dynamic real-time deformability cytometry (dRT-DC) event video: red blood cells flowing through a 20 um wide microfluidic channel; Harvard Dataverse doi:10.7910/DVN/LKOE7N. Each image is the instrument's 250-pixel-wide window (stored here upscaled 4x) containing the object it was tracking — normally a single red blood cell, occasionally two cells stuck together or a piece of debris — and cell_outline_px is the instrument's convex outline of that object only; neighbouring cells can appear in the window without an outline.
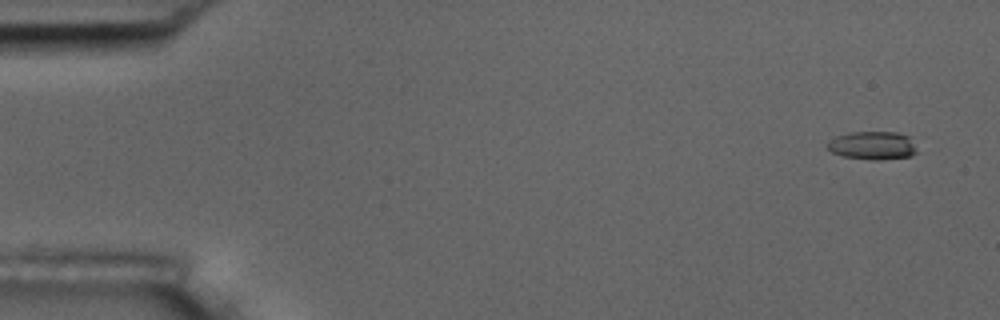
{"species": "common noctule bat (a hibernating species)", "species_latin": "Nyctalus noctula", "temperature_condition": "room temperature", "stored_images_in_passage": 55, "camera_frame_rate_fps": 3000, "um_per_image_px": 0.085, "animal": {"sex": "male", "body_mass_g": 17.5, "forearm_length_mm": 52.3}, "frame": {"image": 1, "passage_image": 3, "time_ms": 0.667, "image_size_px": [1000, 320], "cell_outline_px": [[916, 152], [912, 156], [880, 160], [872, 160], [844, 156], [832, 152], [828, 148], [828, 144], [836, 136], [848, 132], [896, 132], [908, 136], [916, 148]], "centroid_in_image_um": [74.19, 12.37], "position_along_channel_um": 10.8, "area_um2": 14.57}}
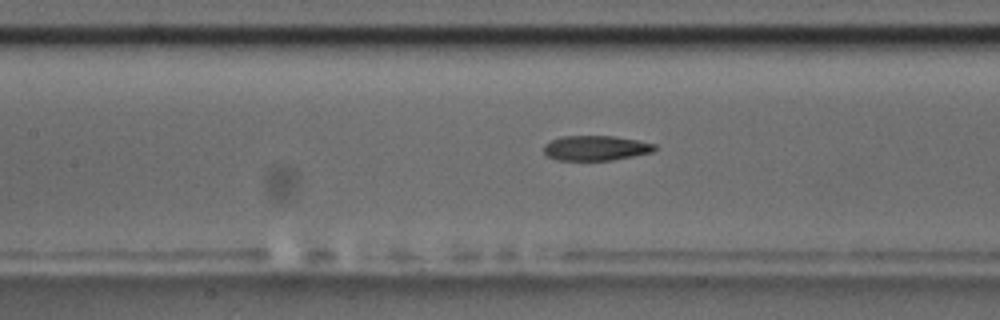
{"frame": {"image": 2, "passage_image": 25, "time_ms": 8.0, "image_size_px": [1000, 320], "cell_outline_px": [[656, 148], [652, 152], [612, 160], [556, 160], [548, 156], [544, 152], [544, 144], [552, 140], [564, 136], [612, 136], [636, 140], [656, 144]], "centroid_in_image_um": [50.63, 12.58], "position_along_channel_um": 156.8, "area_um2": 15.95}}
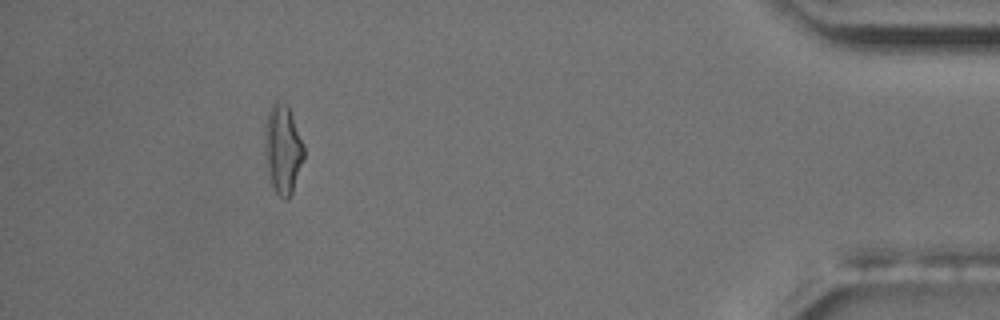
{"frame": {"image": 3, "passage_image": 50, "time_ms": 16.333, "image_size_px": [1000, 320], "cell_outline_px": [[304, 160], [292, 196], [288, 200], [284, 200], [276, 192], [272, 184], [268, 172], [264, 148], [264, 140], [268, 112], [272, 104], [276, 100], [288, 104], [304, 144]], "centroid_in_image_um": [24.07, 12.71], "position_along_channel_um": 411.1, "area_um2": 20.58}, "authors_computed_cell_mechanics": {"area_um2": 16.6464, "velocity_mm_per_s": 3.7463, "shape_relaxation_time_tau1_ms": 8.4715, "shape_relaxation_time_tau2_ms": 3.1001, "deformation_change_tau1": 0.2323, "deformation_change_tau2": 0.1208}}